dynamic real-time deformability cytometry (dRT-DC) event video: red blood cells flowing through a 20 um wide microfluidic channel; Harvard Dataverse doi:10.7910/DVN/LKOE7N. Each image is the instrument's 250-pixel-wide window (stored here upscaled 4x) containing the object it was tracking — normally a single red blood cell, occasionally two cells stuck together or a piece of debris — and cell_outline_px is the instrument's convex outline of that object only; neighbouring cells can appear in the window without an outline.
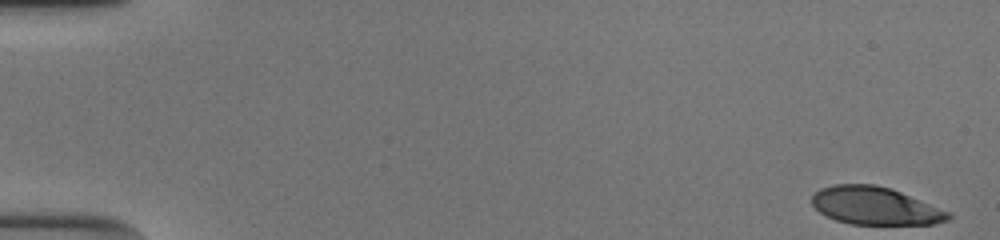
{"species": "human", "species_latin": "Homo sapiens", "temperature_condition": "cold", "stored_images_in_passage": 53, "camera_frame_rate_fps": 3000, "um_per_image_px": 0.085, "donor": {"sex": "male"}, "frame": {"image": 1, "passage_image": 1, "time_ms": 0.0, "image_size_px": [1000, 240], "cell_outline_px": [[952, 216], [948, 220], [932, 224], [852, 224], [836, 220], [820, 212], [812, 204], [812, 196], [820, 188], [832, 184], [876, 184], [892, 188], [948, 212]], "centroid_in_image_um": [74.36, 17.48], "position_along_channel_um": 10.6, "area_um2": 29.77}}
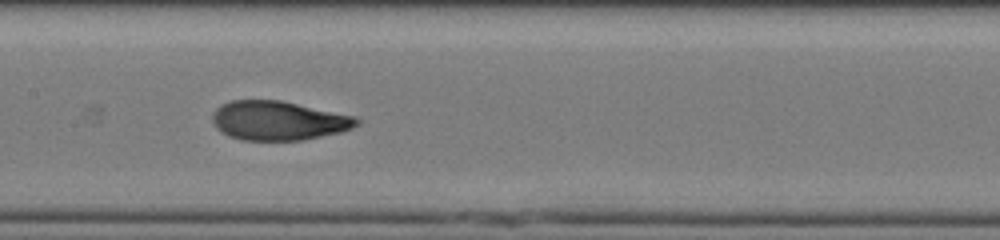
{"frame": {"image": 2, "passage_image": 27, "time_ms": 8.667, "image_size_px": [1000, 240], "cell_outline_px": [[360, 124], [352, 128], [340, 132], [304, 140], [240, 140], [228, 136], [220, 132], [216, 128], [212, 120], [212, 112], [216, 108], [232, 100], [280, 100], [356, 116], [360, 120]], "centroid_in_image_um": [23.66, 10.26], "position_along_channel_um": 183.7, "area_um2": 33.12}}
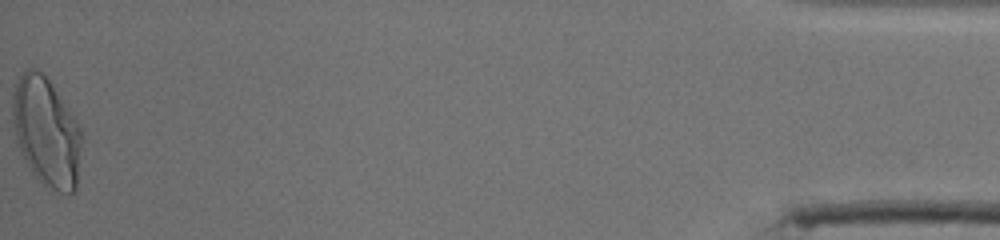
{"frame": {"image": 3, "passage_image": 53, "time_ms": 17.333, "image_size_px": [1000, 240], "cell_outline_px": [[80, 144], [76, 192], [68, 196], [48, 192], [40, 184], [32, 172], [20, 152], [16, 140], [12, 124], [12, 96], [16, 84], [20, 76], [28, 68], [36, 68], [48, 80], [76, 120], [80, 128]], "centroid_in_image_um": [3.92, 11.33], "position_along_channel_um": 431.3, "area_um2": 44.1}, "authors_computed_cell_mechanics": {"area_um2": 33.1194, "velocity_mm_per_s": 3.8781, "shape_relaxation_time_tau1_ms": 5.3075, "shape_relaxation_time_tau2_ms": 0.9434, "deformation_change_tau1": 0.2484, "deformation_change_tau2": 0.0645}}